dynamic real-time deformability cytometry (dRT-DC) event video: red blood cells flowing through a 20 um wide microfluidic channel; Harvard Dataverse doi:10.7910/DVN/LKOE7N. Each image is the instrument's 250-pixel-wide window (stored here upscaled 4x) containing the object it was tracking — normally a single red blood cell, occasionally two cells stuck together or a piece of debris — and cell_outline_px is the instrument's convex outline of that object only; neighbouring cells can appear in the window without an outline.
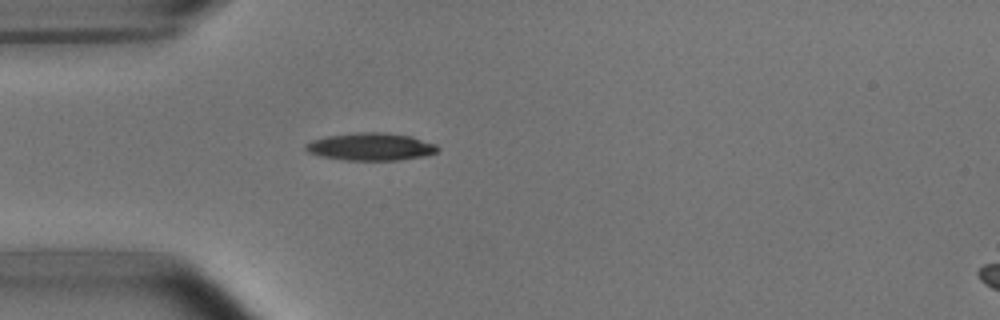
{"species": "common noctule bat (a hibernating species)", "species_latin": "Nyctalus noctula", "temperature_condition": "room temperature", "stored_images_in_passage": 2, "camera_frame_rate_fps": 3000, "um_per_image_px": 0.085, "animal": {"sex": "male", "body_mass_g": 15.6}, "frame": {"image": 1, "passage_image": 2, "time_ms": 1.333, "image_size_px": [1000, 320], "cell_outline_px": [[440, 148], [436, 152], [424, 156], [396, 160], [344, 160], [320, 156], [308, 152], [304, 148], [304, 144], [312, 140], [328, 136], [360, 132], [384, 132], [412, 136], [436, 144]], "centroid_in_image_um": [31.51, 12.47], "position_along_channel_um": 53.5, "area_um2": 21.21}}